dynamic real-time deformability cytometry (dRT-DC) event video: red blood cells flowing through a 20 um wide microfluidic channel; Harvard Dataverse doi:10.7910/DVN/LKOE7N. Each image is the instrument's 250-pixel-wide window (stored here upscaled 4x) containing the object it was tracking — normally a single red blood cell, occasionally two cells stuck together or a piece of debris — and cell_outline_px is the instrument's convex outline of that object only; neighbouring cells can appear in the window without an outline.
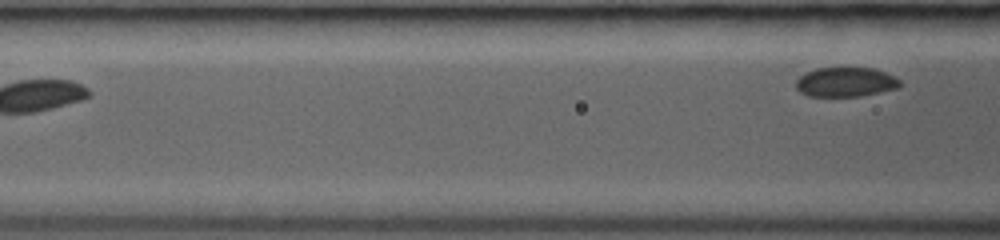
{"species": "common noctule bat (a hibernating species)", "species_latin": "Nyctalus noctula", "temperature_condition": "room temperature", "stored_images_in_passage": 10, "segment_of_instrument_passage": [2, 2], "camera_frame_rate_fps": 3000, "um_per_image_px": 0.085, "animal": {"sex": "female", "body_mass_g": 19.0, "forearm_length_mm": 53.3}, "frame": {"image": 1, "passage_image": 10, "time_ms": 4.0, "image_size_px": [1000, 240], "cell_outline_px": [[900, 84], [896, 88], [860, 96], [808, 96], [800, 92], [796, 88], [796, 80], [804, 72], [816, 68], [872, 68], [884, 72], [900, 80]], "centroid_in_image_um": [71.81, 6.97], "position_along_channel_um": 94.8, "area_um2": 17.69}}